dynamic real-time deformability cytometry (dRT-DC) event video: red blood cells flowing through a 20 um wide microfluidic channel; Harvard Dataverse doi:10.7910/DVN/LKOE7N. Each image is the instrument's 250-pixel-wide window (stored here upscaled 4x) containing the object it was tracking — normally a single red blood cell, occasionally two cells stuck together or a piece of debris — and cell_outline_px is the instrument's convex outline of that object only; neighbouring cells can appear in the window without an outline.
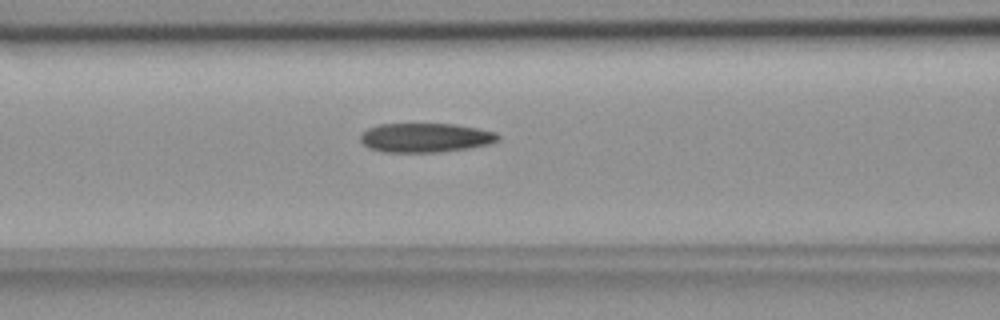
{"species": "common noctule bat (a hibernating species)", "species_latin": "Nyctalus noctula", "temperature_condition": "room temperature", "stored_images_in_passage": 36, "camera_frame_rate_fps": 3000, "um_per_image_px": 0.085, "animal": {"sex": "female", "body_mass_g": 18.4}, "frame": {"image": 1, "passage_image": 8, "time_ms": 2.333, "image_size_px": [1000, 320], "cell_outline_px": [[500, 140], [488, 144], [468, 148], [440, 152], [384, 152], [368, 148], [360, 140], [360, 132], [368, 128], [380, 124], [456, 124], [496, 132], [500, 136]], "centroid_in_image_um": [36.14, 11.7], "position_along_channel_um": 130.5, "area_um2": 23.52}}
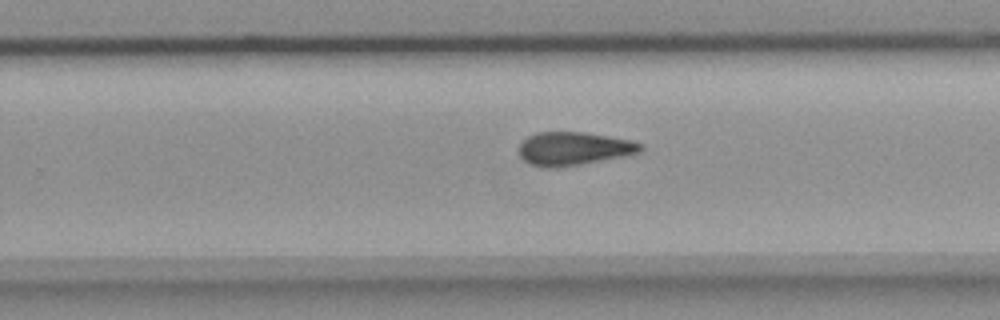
{"frame": {"image": 2, "passage_image": 20, "time_ms": 6.333, "image_size_px": [1000, 320], "cell_outline_px": [[644, 148], [640, 152], [580, 164], [556, 168], [544, 168], [532, 164], [524, 160], [520, 156], [520, 144], [528, 136], [536, 132], [584, 132], [632, 140], [644, 144]], "centroid_in_image_um": [48.77, 12.62], "position_along_channel_um": 281.0, "area_um2": 23.41}}
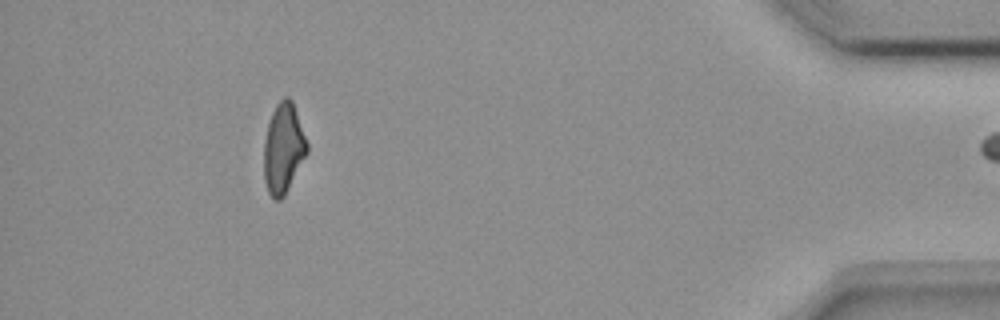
{"frame": {"image": 3, "passage_image": 35, "time_ms": 11.333, "image_size_px": [1000, 320], "cell_outline_px": [[308, 152], [284, 196], [280, 200], [276, 200], [268, 192], [264, 180], [264, 140], [268, 124], [272, 112], [276, 104], [284, 96], [288, 96], [292, 100], [308, 144]], "centroid_in_image_um": [24.08, 12.6], "position_along_channel_um": 411.1, "area_um2": 22.54}}